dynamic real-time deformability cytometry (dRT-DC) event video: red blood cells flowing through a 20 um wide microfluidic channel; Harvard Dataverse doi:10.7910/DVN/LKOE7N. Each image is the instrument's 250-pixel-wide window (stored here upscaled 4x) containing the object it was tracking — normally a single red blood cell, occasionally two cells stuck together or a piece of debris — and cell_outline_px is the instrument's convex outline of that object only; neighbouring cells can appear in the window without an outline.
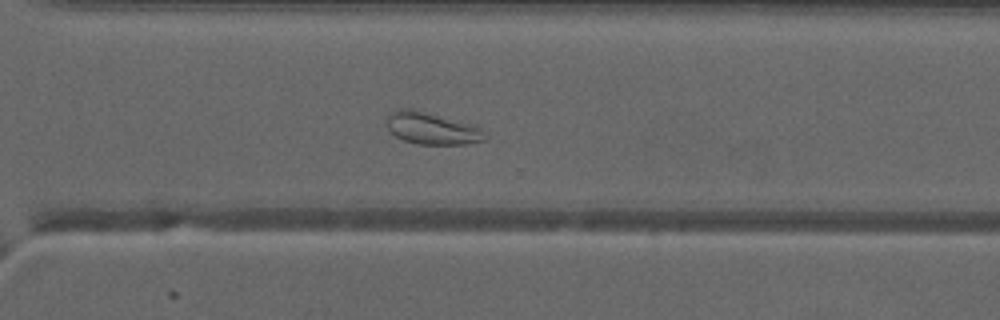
{"species": "common noctule bat (a hibernating species)", "species_latin": "Nyctalus noctula", "temperature_condition": "warm", "stored_images_in_passage": 40, "camera_frame_rate_fps": 3000, "um_per_image_px": 0.085, "animal": {"sex": "male", "forearm_length_mm": 52.5}, "frame": {"image": 1, "passage_image": 39, "time_ms": 12.667, "image_size_px": [1000, 320], "cell_outline_px": [[488, 136], [484, 140], [464, 144], [416, 144], [404, 140], [396, 136], [388, 128], [388, 116], [392, 112], [400, 108], [412, 108], [476, 124]], "centroid_in_image_um": [36.76, 10.9], "position_along_channel_um": 333.8, "area_um2": 18.44}}